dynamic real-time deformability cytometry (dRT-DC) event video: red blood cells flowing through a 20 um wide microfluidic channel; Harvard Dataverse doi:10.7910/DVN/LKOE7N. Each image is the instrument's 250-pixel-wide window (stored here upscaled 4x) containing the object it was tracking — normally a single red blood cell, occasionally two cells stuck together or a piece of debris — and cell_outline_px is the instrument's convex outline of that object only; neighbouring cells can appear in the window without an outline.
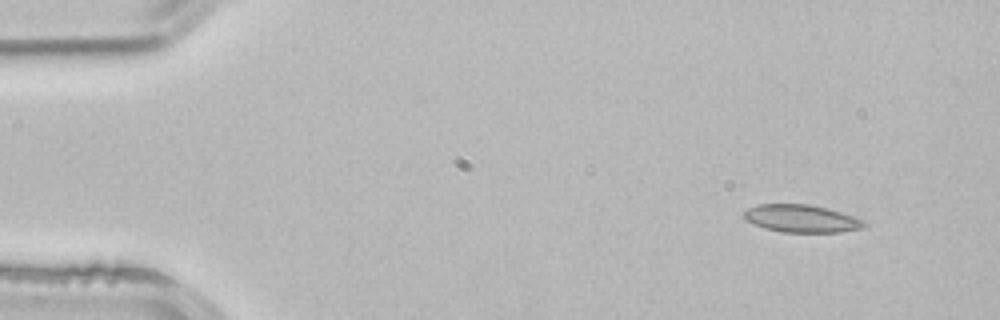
{"species": "common noctule bat (a hibernating species)", "species_latin": "Nyctalus noctula", "temperature_condition": "room temperature", "stored_images_in_passage": 3, "camera_frame_rate_fps": 3000, "um_per_image_px": 0.085, "animal": {"sex": "male", "body_mass_g": 21.5, "forearm_length_mm": 52.0}, "frame": {"image": 1, "passage_image": 1, "time_ms": 0.0, "image_size_px": [1000, 320], "cell_outline_px": [[868, 224], [864, 228], [840, 232], [780, 232], [764, 228], [752, 224], [744, 220], [744, 212], [748, 208], [756, 204], [808, 204], [828, 208], [864, 220]], "centroid_in_image_um": [68.11, 18.58], "position_along_channel_um": 16.9, "area_um2": 19.54}}